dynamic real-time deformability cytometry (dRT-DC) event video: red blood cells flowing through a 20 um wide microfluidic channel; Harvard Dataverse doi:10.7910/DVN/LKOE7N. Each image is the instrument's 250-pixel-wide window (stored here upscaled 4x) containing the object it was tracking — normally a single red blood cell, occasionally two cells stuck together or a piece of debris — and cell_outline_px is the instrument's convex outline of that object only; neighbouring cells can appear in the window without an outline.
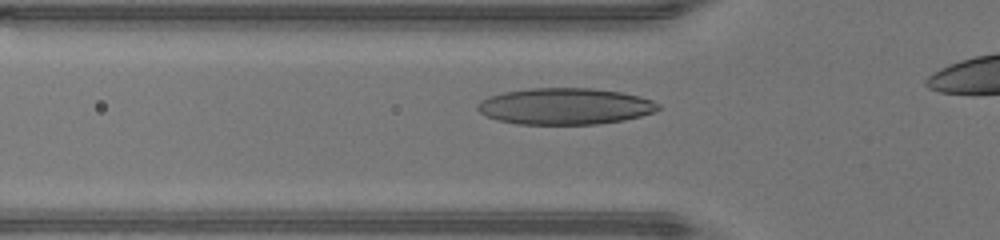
{"species": "human", "species_latin": "Homo sapiens", "temperature_condition": "warm", "stored_images_in_passage": 28, "camera_frame_rate_fps": 3000, "um_per_image_px": 0.085, "donor": {"sex": "male"}, "frame": {"image": 1, "passage_image": 5, "time_ms": 1.333, "image_size_px": [1000, 240], "cell_outline_px": [[660, 108], [656, 112], [624, 120], [596, 124], [516, 124], [496, 120], [480, 112], [476, 108], [476, 104], [480, 100], [488, 96], [504, 92], [532, 88], [592, 88], [620, 92], [640, 96], [652, 100], [660, 104]], "centroid_in_image_um": [48.02, 9.03], "position_along_channel_um": 77.8, "area_um2": 38.55}}
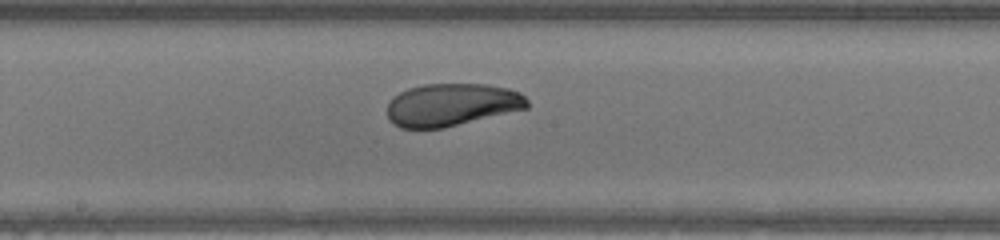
{"frame": {"image": 2, "passage_image": 14, "time_ms": 4.333, "image_size_px": [1000, 240], "cell_outline_px": [[528, 108], [444, 128], [400, 128], [392, 124], [388, 120], [388, 104], [392, 96], [408, 88], [424, 84], [488, 84], [508, 88], [520, 92], [528, 100]], "centroid_in_image_um": [38.38, 8.9], "position_along_channel_um": 209.8, "area_um2": 35.03}}
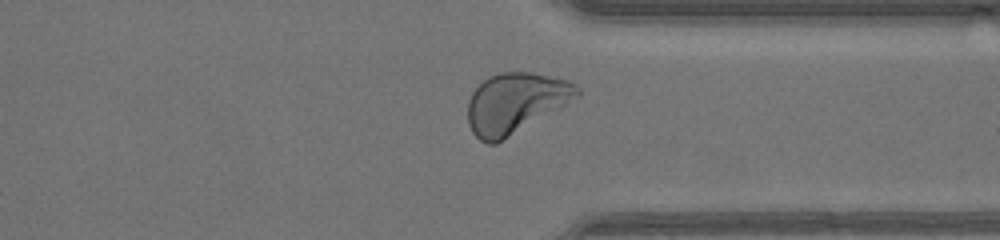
{"frame": {"image": 3, "passage_image": 25, "time_ms": 8.0, "image_size_px": [1000, 240], "cell_outline_px": [[580, 96], [560, 108], [496, 144], [488, 144], [480, 140], [472, 132], [468, 124], [468, 100], [472, 92], [488, 76], [500, 72], [532, 72], [568, 80], [576, 84], [580, 88]], "centroid_in_image_um": [43.82, 8.75], "position_along_channel_um": 367.6, "area_um2": 38.55}}